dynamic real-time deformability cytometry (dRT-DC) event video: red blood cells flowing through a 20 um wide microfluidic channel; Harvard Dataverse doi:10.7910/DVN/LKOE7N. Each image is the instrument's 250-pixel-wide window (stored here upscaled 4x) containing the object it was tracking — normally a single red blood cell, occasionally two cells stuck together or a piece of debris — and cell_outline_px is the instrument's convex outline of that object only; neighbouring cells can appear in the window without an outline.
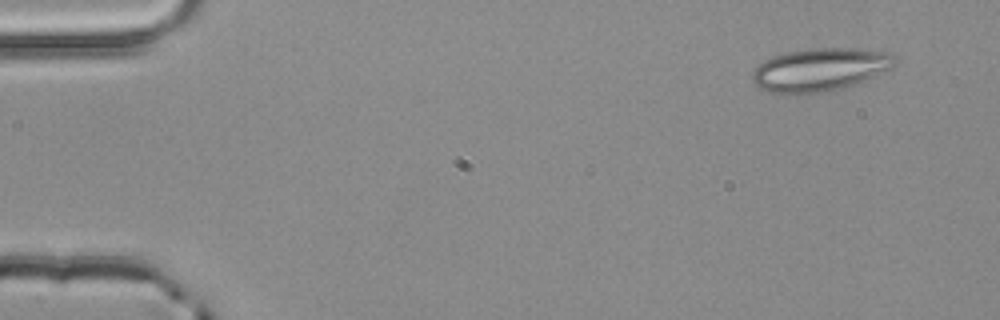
{"species": "common noctule bat (a hibernating species)", "species_latin": "Nyctalus noctula", "temperature_condition": "room temperature", "stored_images_in_passage": 3, "camera_frame_rate_fps": 3000, "um_per_image_px": 0.085, "animal": {"sex": "male", "body_mass_g": 20.4}, "frame": {"image": 1, "passage_image": 1, "time_ms": 0.0, "image_size_px": [1000, 320], "cell_outline_px": [[896, 60], [888, 68], [856, 84], [844, 88], [824, 92], [768, 92], [756, 88], [752, 80], [752, 72], [764, 60], [772, 56], [788, 52], [812, 48], [852, 48], [888, 52]], "centroid_in_image_um": [69.63, 5.91], "position_along_channel_um": 15.4, "area_um2": 35.08}}